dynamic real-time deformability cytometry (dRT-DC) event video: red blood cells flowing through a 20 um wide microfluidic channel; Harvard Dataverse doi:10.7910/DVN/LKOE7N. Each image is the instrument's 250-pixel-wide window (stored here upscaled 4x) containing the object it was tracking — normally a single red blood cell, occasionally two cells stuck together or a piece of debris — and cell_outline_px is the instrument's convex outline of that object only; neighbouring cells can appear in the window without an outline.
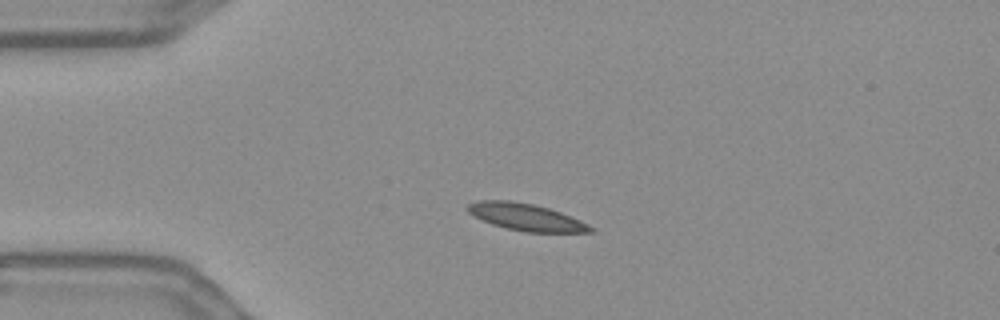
{"species": "Egyptian fruit bat (a non-hibernating species)", "species_latin": "Rousettus aegyptiacus", "temperature_condition": "warm", "stored_images_in_passage": 44, "camera_frame_rate_fps": 3000, "um_per_image_px": 0.085, "frame": {"image": 1, "passage_image": 1, "time_ms": 0.0, "image_size_px": [1000, 320], "cell_outline_px": [[596, 232], [524, 232], [492, 224], [468, 212], [464, 208], [468, 204], [476, 200], [508, 200], [532, 204], [548, 208], [560, 212], [580, 220], [596, 228]], "centroid_in_image_um": [44.72, 18.45], "position_along_channel_um": 40.3, "area_um2": 19.25}}
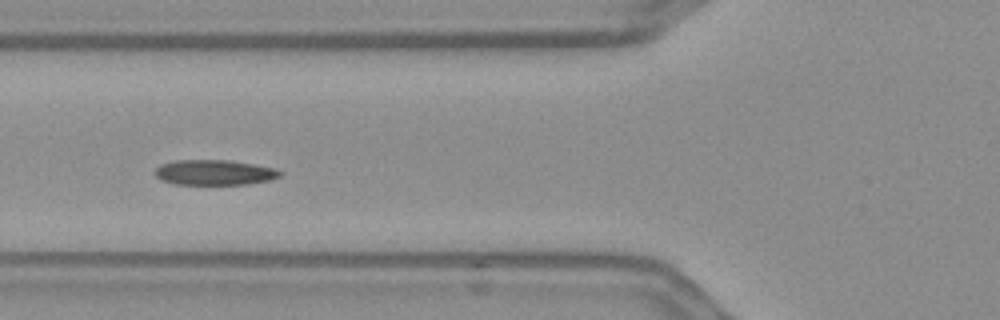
{"frame": {"image": 2, "passage_image": 9, "time_ms": 2.667, "image_size_px": [1000, 320], "cell_outline_px": [[284, 172], [280, 176], [272, 180], [248, 184], [172, 184], [160, 180], [152, 172], [160, 164], [172, 160], [228, 160], [256, 164], [276, 168]], "centroid_in_image_um": [18.22, 14.65], "position_along_channel_um": 107.6, "area_um2": 18.79}}
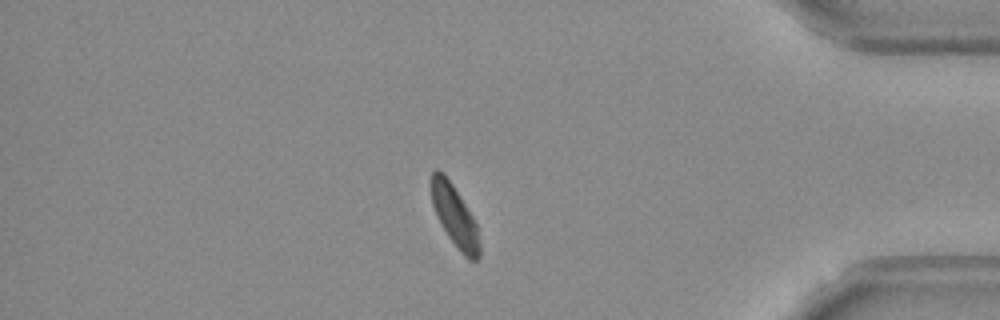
{"frame": {"image": 3, "passage_image": 36, "time_ms": 11.667, "image_size_px": [1000, 320], "cell_outline_px": [[480, 256], [476, 260], [468, 260], [460, 252], [448, 236], [432, 204], [428, 184], [432, 172], [436, 168], [444, 172], [452, 184], [472, 216], [476, 224], [480, 244]], "centroid_in_image_um": [38.62, 18.32], "position_along_channel_um": 396.6, "area_um2": 17.28}, "authors_computed_cell_mechanics": {"area_um2": 18.2359, "velocity_mm_per_s": 3.5814, "shape_relaxation_time_tau1_ms": 7.0551, "shape_relaxation_time_tau2_ms": null, "deformation_change_tau1": 0.1659, "deformation_change_tau2": null}}